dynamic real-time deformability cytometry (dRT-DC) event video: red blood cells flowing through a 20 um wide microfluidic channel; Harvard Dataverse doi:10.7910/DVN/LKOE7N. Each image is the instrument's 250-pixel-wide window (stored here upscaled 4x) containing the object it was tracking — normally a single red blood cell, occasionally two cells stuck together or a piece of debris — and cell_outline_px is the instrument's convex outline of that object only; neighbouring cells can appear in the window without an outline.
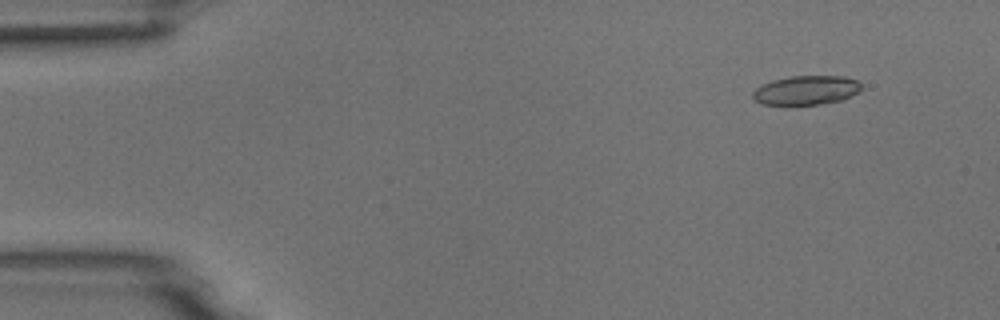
{"species": "common noctule bat (a hibernating species)", "species_latin": "Nyctalus noctula", "temperature_condition": "room temperature", "stored_images_in_passage": 3, "camera_frame_rate_fps": 3000, "um_per_image_px": 0.085, "animal": {"sex": "male", "body_mass_g": 18.8}, "frame": {"image": 1, "passage_image": 1, "time_ms": 0.0, "image_size_px": [1000, 320], "cell_outline_px": [[860, 88], [856, 92], [840, 100], [820, 104], [760, 104], [752, 96], [752, 92], [756, 88], [772, 80], [792, 76], [844, 76], [856, 80], [860, 84]], "centroid_in_image_um": [68.49, 7.66], "position_along_channel_um": 16.5, "area_um2": 18.03}}